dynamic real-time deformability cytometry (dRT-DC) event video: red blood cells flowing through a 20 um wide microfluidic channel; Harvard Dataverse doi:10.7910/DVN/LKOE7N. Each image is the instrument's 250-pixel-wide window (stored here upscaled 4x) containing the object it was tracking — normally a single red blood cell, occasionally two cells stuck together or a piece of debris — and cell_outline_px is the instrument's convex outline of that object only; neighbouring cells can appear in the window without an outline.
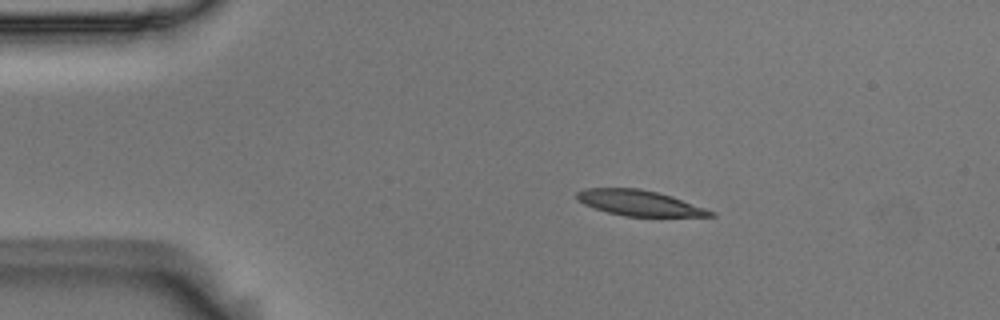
{"species": "Egyptian fruit bat (a non-hibernating species)", "species_latin": "Rousettus aegyptiacus", "temperature_condition": "room temperature", "stored_images_in_passage": 5, "camera_frame_rate_fps": 3000, "um_per_image_px": 0.085, "animal": {"sex": "male"}, "frame": {"image": 1, "passage_image": 1, "time_ms": 0.0, "image_size_px": [1000, 320], "cell_outline_px": [[716, 216], [624, 216], [592, 208], [576, 200], [576, 192], [584, 188], [636, 188], [656, 192], [672, 196], [716, 212]], "centroid_in_image_um": [54.3, 17.25], "position_along_channel_um": 30.7, "area_um2": 19.83}}
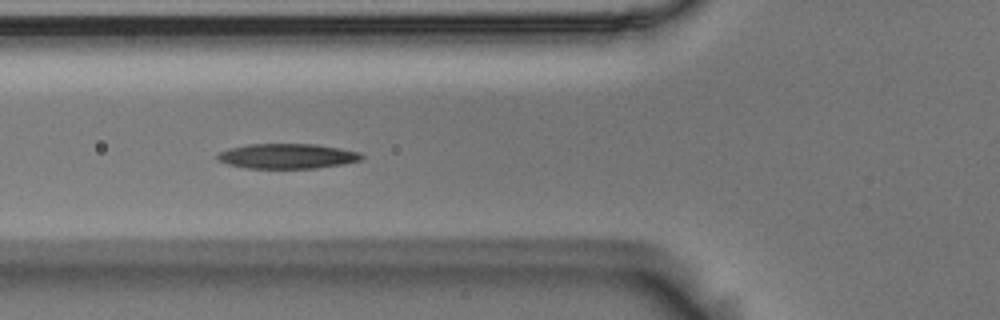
{"frame": {"image": 2, "passage_image": 4, "time_ms": 1.0, "image_size_px": [1000, 320], "cell_outline_px": [[364, 156], [360, 160], [344, 164], [316, 168], [244, 168], [228, 164], [216, 160], [216, 156], [220, 152], [228, 148], [248, 144], [316, 144], [340, 148], [360, 152]], "centroid_in_image_um": [24.4, 13.27], "position_along_channel_um": 101.4, "area_um2": 21.1}}
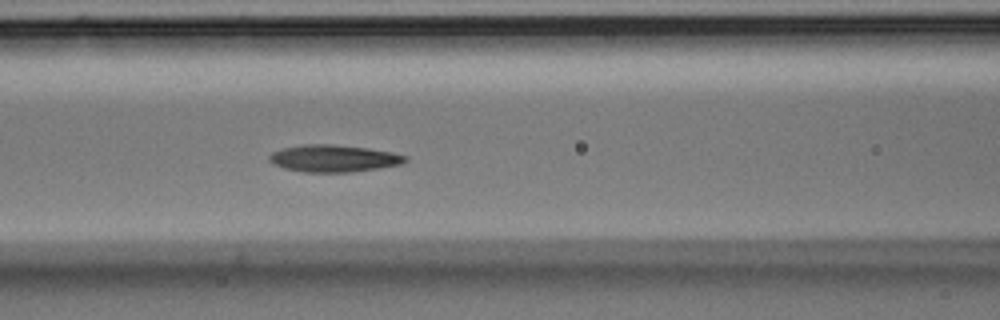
{"frame": {"image": 3, "passage_image": 5, "time_ms": 1.333, "image_size_px": [1000, 320], "cell_outline_px": [[408, 160], [400, 164], [352, 172], [304, 172], [284, 168], [272, 164], [268, 160], [268, 156], [272, 152], [280, 148], [304, 144], [332, 144], [368, 148], [392, 152], [408, 156]], "centroid_in_image_um": [28.32, 13.45], "position_along_channel_um": 138.3, "area_um2": 21.56}}